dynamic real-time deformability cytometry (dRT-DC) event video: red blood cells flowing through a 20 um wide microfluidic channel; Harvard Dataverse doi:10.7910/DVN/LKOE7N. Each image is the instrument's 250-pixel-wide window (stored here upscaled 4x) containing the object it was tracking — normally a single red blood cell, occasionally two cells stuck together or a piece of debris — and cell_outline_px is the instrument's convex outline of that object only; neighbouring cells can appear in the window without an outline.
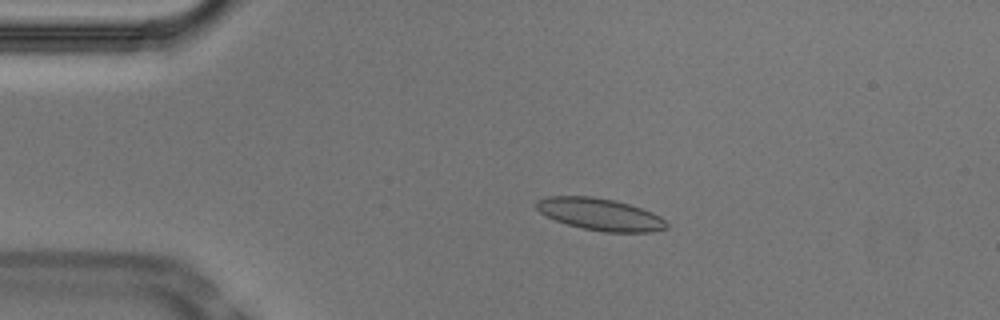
{"species": "Egyptian fruit bat (a non-hibernating species)", "species_latin": "Rousettus aegyptiacus", "temperature_condition": "cold", "stored_images_in_passage": 54, "camera_frame_rate_fps": 3000, "um_per_image_px": 0.085, "animal": {"sex": "male"}, "frame": {"image": 1, "passage_image": 11, "time_ms": 3.333, "image_size_px": [1000, 320], "cell_outline_px": [[668, 228], [652, 232], [604, 232], [584, 228], [568, 224], [556, 220], [540, 212], [536, 208], [536, 200], [548, 196], [592, 196], [616, 200], [652, 212], [660, 216], [668, 224]], "centroid_in_image_um": [51.02, 18.21], "position_along_channel_um": 34.0, "area_um2": 24.22}}
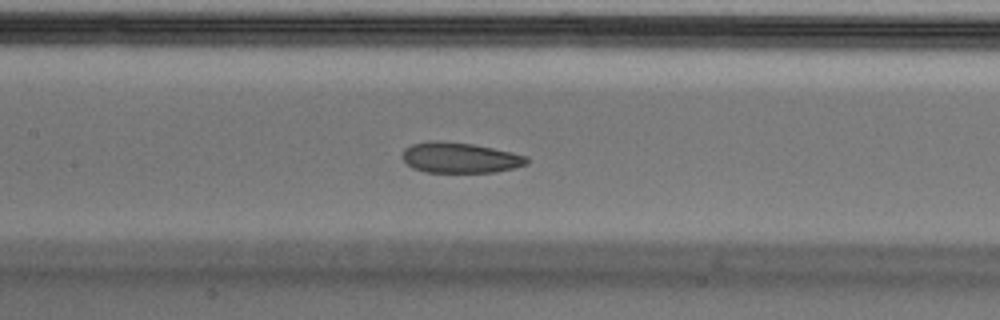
{"frame": {"image": 2, "passage_image": 25, "time_ms": 8.0, "image_size_px": [1000, 320], "cell_outline_px": [[528, 164], [516, 168], [496, 172], [424, 172], [412, 168], [400, 156], [404, 148], [412, 144], [428, 140], [440, 140], [472, 144], [512, 152], [528, 156]], "centroid_in_image_um": [39.08, 13.4], "position_along_channel_um": 168.3, "area_um2": 22.43}}
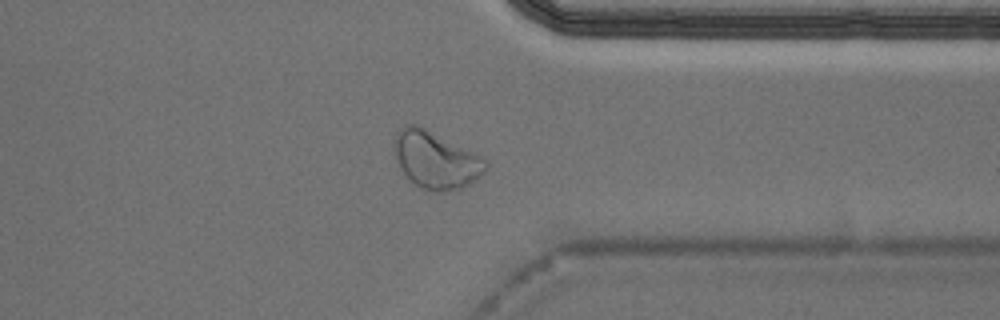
{"frame": {"image": 3, "passage_image": 42, "time_ms": 13.667, "image_size_px": [1000, 320], "cell_outline_px": [[488, 168], [480, 176], [468, 184], [460, 188], [444, 192], [436, 192], [420, 188], [408, 180], [400, 168], [392, 152], [396, 136], [400, 128], [408, 124], [416, 124], [480, 156], [488, 164]], "centroid_in_image_um": [36.99, 13.62], "position_along_channel_um": 374.4, "area_um2": 30.17}, "authors_computed_cell_mechanics": {"area_um2": 23.7558, "velocity_mm_per_s": 3.702, "shape_relaxation_time_tau1_ms": 7.1677, "shape_relaxation_time_tau2_ms": 3.3826, "deformation_change_tau1": 0.1335, "deformation_change_tau2": 0.0855}}